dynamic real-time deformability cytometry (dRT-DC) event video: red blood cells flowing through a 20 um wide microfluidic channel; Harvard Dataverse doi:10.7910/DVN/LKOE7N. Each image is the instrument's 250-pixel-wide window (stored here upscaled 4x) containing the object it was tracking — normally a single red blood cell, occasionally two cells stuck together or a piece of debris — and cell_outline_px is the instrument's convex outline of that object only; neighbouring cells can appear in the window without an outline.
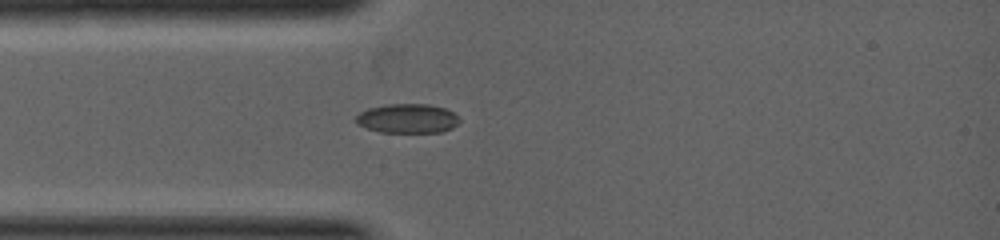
{"species": "common noctule bat (a hibernating species)", "species_latin": "Nyctalus noctula", "temperature_condition": "warm", "stored_images_in_passage": 1, "camera_frame_rate_fps": 5000, "um_per_image_px": 0.085, "animal": {"sex": "female", "body_mass_g": 19.0, "forearm_length_mm": 53.3}, "frame": {"image": 1, "passage_image": 1, "time_ms": 0.0, "image_size_px": [1000, 240], "cell_outline_px": [[460, 120], [452, 128], [440, 132], [380, 132], [356, 124], [356, 116], [360, 112], [368, 108], [388, 104], [428, 104], [444, 108], [460, 116]], "centroid_in_image_um": [34.64, 10.07], "position_along_channel_um": 50.4, "area_um2": 17.63}}